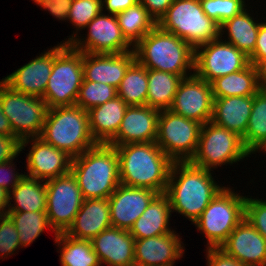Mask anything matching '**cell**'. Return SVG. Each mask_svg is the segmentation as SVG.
I'll use <instances>...</instances> for the list:
<instances>
[{"label": "cell", "mask_w": 266, "mask_h": 266, "mask_svg": "<svg viewBox=\"0 0 266 266\" xmlns=\"http://www.w3.org/2000/svg\"><path fill=\"white\" fill-rule=\"evenodd\" d=\"M7 215L15 225L21 248L30 246L46 228H49L54 235L57 234L49 224L46 211L8 212Z\"/></svg>", "instance_id": "35"}, {"label": "cell", "mask_w": 266, "mask_h": 266, "mask_svg": "<svg viewBox=\"0 0 266 266\" xmlns=\"http://www.w3.org/2000/svg\"><path fill=\"white\" fill-rule=\"evenodd\" d=\"M111 226L108 198L84 199L72 224L64 233L76 239L92 240Z\"/></svg>", "instance_id": "24"}, {"label": "cell", "mask_w": 266, "mask_h": 266, "mask_svg": "<svg viewBox=\"0 0 266 266\" xmlns=\"http://www.w3.org/2000/svg\"><path fill=\"white\" fill-rule=\"evenodd\" d=\"M8 197V212L46 211V183L37 178L25 174L9 192Z\"/></svg>", "instance_id": "29"}, {"label": "cell", "mask_w": 266, "mask_h": 266, "mask_svg": "<svg viewBox=\"0 0 266 266\" xmlns=\"http://www.w3.org/2000/svg\"><path fill=\"white\" fill-rule=\"evenodd\" d=\"M18 233L15 225L8 215L0 217V258L7 259L8 256L20 250Z\"/></svg>", "instance_id": "40"}, {"label": "cell", "mask_w": 266, "mask_h": 266, "mask_svg": "<svg viewBox=\"0 0 266 266\" xmlns=\"http://www.w3.org/2000/svg\"><path fill=\"white\" fill-rule=\"evenodd\" d=\"M250 155L242 137L209 121L201 126L197 150L190 162L214 172L222 165H233Z\"/></svg>", "instance_id": "9"}, {"label": "cell", "mask_w": 266, "mask_h": 266, "mask_svg": "<svg viewBox=\"0 0 266 266\" xmlns=\"http://www.w3.org/2000/svg\"><path fill=\"white\" fill-rule=\"evenodd\" d=\"M128 105L118 96L89 109V128L97 143L107 144L118 132Z\"/></svg>", "instance_id": "27"}, {"label": "cell", "mask_w": 266, "mask_h": 266, "mask_svg": "<svg viewBox=\"0 0 266 266\" xmlns=\"http://www.w3.org/2000/svg\"><path fill=\"white\" fill-rule=\"evenodd\" d=\"M46 214L56 233L65 232L72 224L84 201L76 177L69 172L45 181Z\"/></svg>", "instance_id": "13"}, {"label": "cell", "mask_w": 266, "mask_h": 266, "mask_svg": "<svg viewBox=\"0 0 266 266\" xmlns=\"http://www.w3.org/2000/svg\"><path fill=\"white\" fill-rule=\"evenodd\" d=\"M61 266H103L94 252L91 240L76 239L63 233L55 235Z\"/></svg>", "instance_id": "32"}, {"label": "cell", "mask_w": 266, "mask_h": 266, "mask_svg": "<svg viewBox=\"0 0 266 266\" xmlns=\"http://www.w3.org/2000/svg\"><path fill=\"white\" fill-rule=\"evenodd\" d=\"M40 138L72 158L98 144L90 132L88 112L77 105L49 108Z\"/></svg>", "instance_id": "5"}, {"label": "cell", "mask_w": 266, "mask_h": 266, "mask_svg": "<svg viewBox=\"0 0 266 266\" xmlns=\"http://www.w3.org/2000/svg\"><path fill=\"white\" fill-rule=\"evenodd\" d=\"M242 141L251 155L266 141V90L260 89L254 95L251 115Z\"/></svg>", "instance_id": "36"}, {"label": "cell", "mask_w": 266, "mask_h": 266, "mask_svg": "<svg viewBox=\"0 0 266 266\" xmlns=\"http://www.w3.org/2000/svg\"><path fill=\"white\" fill-rule=\"evenodd\" d=\"M171 217L172 210L168 195L158 193L134 222L129 233L134 239H144L174 232L175 230L171 226L169 227Z\"/></svg>", "instance_id": "25"}, {"label": "cell", "mask_w": 266, "mask_h": 266, "mask_svg": "<svg viewBox=\"0 0 266 266\" xmlns=\"http://www.w3.org/2000/svg\"><path fill=\"white\" fill-rule=\"evenodd\" d=\"M138 2L139 0H101L102 12L106 11L108 14L117 15Z\"/></svg>", "instance_id": "48"}, {"label": "cell", "mask_w": 266, "mask_h": 266, "mask_svg": "<svg viewBox=\"0 0 266 266\" xmlns=\"http://www.w3.org/2000/svg\"><path fill=\"white\" fill-rule=\"evenodd\" d=\"M147 68L136 59L129 65L117 88V96L128 106L146 105L148 94Z\"/></svg>", "instance_id": "33"}, {"label": "cell", "mask_w": 266, "mask_h": 266, "mask_svg": "<svg viewBox=\"0 0 266 266\" xmlns=\"http://www.w3.org/2000/svg\"><path fill=\"white\" fill-rule=\"evenodd\" d=\"M266 20L260 22L258 37L253 53L249 56L252 65H256L261 59L266 58Z\"/></svg>", "instance_id": "47"}, {"label": "cell", "mask_w": 266, "mask_h": 266, "mask_svg": "<svg viewBox=\"0 0 266 266\" xmlns=\"http://www.w3.org/2000/svg\"><path fill=\"white\" fill-rule=\"evenodd\" d=\"M117 96V89L105 83L83 80L75 105L88 111L114 99Z\"/></svg>", "instance_id": "38"}, {"label": "cell", "mask_w": 266, "mask_h": 266, "mask_svg": "<svg viewBox=\"0 0 266 266\" xmlns=\"http://www.w3.org/2000/svg\"><path fill=\"white\" fill-rule=\"evenodd\" d=\"M0 103L4 115L10 122L13 134L20 141L40 137L49 109L43 98L12 90L1 80Z\"/></svg>", "instance_id": "10"}, {"label": "cell", "mask_w": 266, "mask_h": 266, "mask_svg": "<svg viewBox=\"0 0 266 266\" xmlns=\"http://www.w3.org/2000/svg\"><path fill=\"white\" fill-rule=\"evenodd\" d=\"M54 61V47L44 51L1 80L12 90L39 98L44 97Z\"/></svg>", "instance_id": "19"}, {"label": "cell", "mask_w": 266, "mask_h": 266, "mask_svg": "<svg viewBox=\"0 0 266 266\" xmlns=\"http://www.w3.org/2000/svg\"><path fill=\"white\" fill-rule=\"evenodd\" d=\"M213 98L252 96L259 90L257 71L251 63L240 71L216 78L211 82Z\"/></svg>", "instance_id": "30"}, {"label": "cell", "mask_w": 266, "mask_h": 266, "mask_svg": "<svg viewBox=\"0 0 266 266\" xmlns=\"http://www.w3.org/2000/svg\"><path fill=\"white\" fill-rule=\"evenodd\" d=\"M119 159L120 184L165 193L173 161L156 142L114 146Z\"/></svg>", "instance_id": "2"}, {"label": "cell", "mask_w": 266, "mask_h": 266, "mask_svg": "<svg viewBox=\"0 0 266 266\" xmlns=\"http://www.w3.org/2000/svg\"><path fill=\"white\" fill-rule=\"evenodd\" d=\"M116 18L123 36L133 47L157 25L140 2L118 13Z\"/></svg>", "instance_id": "34"}, {"label": "cell", "mask_w": 266, "mask_h": 266, "mask_svg": "<svg viewBox=\"0 0 266 266\" xmlns=\"http://www.w3.org/2000/svg\"><path fill=\"white\" fill-rule=\"evenodd\" d=\"M157 26L193 49L220 37V25L204 13L200 0H173Z\"/></svg>", "instance_id": "6"}, {"label": "cell", "mask_w": 266, "mask_h": 266, "mask_svg": "<svg viewBox=\"0 0 266 266\" xmlns=\"http://www.w3.org/2000/svg\"><path fill=\"white\" fill-rule=\"evenodd\" d=\"M160 110L147 105L128 106L111 146L155 142Z\"/></svg>", "instance_id": "18"}, {"label": "cell", "mask_w": 266, "mask_h": 266, "mask_svg": "<svg viewBox=\"0 0 266 266\" xmlns=\"http://www.w3.org/2000/svg\"><path fill=\"white\" fill-rule=\"evenodd\" d=\"M260 151H264L263 153H266V141L253 154H256L257 152L261 153Z\"/></svg>", "instance_id": "52"}, {"label": "cell", "mask_w": 266, "mask_h": 266, "mask_svg": "<svg viewBox=\"0 0 266 266\" xmlns=\"http://www.w3.org/2000/svg\"><path fill=\"white\" fill-rule=\"evenodd\" d=\"M252 14L246 8L240 14L220 25V37H224L223 34H227L228 38H224V41L229 42L248 57L255 49L261 22L259 19L254 20Z\"/></svg>", "instance_id": "28"}, {"label": "cell", "mask_w": 266, "mask_h": 266, "mask_svg": "<svg viewBox=\"0 0 266 266\" xmlns=\"http://www.w3.org/2000/svg\"><path fill=\"white\" fill-rule=\"evenodd\" d=\"M216 182L210 170L202 169L190 161H174L165 192L172 213L178 212L193 224L224 188Z\"/></svg>", "instance_id": "1"}, {"label": "cell", "mask_w": 266, "mask_h": 266, "mask_svg": "<svg viewBox=\"0 0 266 266\" xmlns=\"http://www.w3.org/2000/svg\"><path fill=\"white\" fill-rule=\"evenodd\" d=\"M71 172L84 199L109 198L120 185L116 148L98 143L72 159Z\"/></svg>", "instance_id": "4"}, {"label": "cell", "mask_w": 266, "mask_h": 266, "mask_svg": "<svg viewBox=\"0 0 266 266\" xmlns=\"http://www.w3.org/2000/svg\"><path fill=\"white\" fill-rule=\"evenodd\" d=\"M245 218L266 239V200L252 198L245 201Z\"/></svg>", "instance_id": "41"}, {"label": "cell", "mask_w": 266, "mask_h": 266, "mask_svg": "<svg viewBox=\"0 0 266 266\" xmlns=\"http://www.w3.org/2000/svg\"><path fill=\"white\" fill-rule=\"evenodd\" d=\"M8 195L9 193L0 187V216L7 215L8 213Z\"/></svg>", "instance_id": "51"}, {"label": "cell", "mask_w": 266, "mask_h": 266, "mask_svg": "<svg viewBox=\"0 0 266 266\" xmlns=\"http://www.w3.org/2000/svg\"><path fill=\"white\" fill-rule=\"evenodd\" d=\"M257 71V81L260 89L266 90V58L261 59L255 65Z\"/></svg>", "instance_id": "49"}, {"label": "cell", "mask_w": 266, "mask_h": 266, "mask_svg": "<svg viewBox=\"0 0 266 266\" xmlns=\"http://www.w3.org/2000/svg\"><path fill=\"white\" fill-rule=\"evenodd\" d=\"M99 261L107 266H135V239L129 230L109 227L91 240Z\"/></svg>", "instance_id": "23"}, {"label": "cell", "mask_w": 266, "mask_h": 266, "mask_svg": "<svg viewBox=\"0 0 266 266\" xmlns=\"http://www.w3.org/2000/svg\"><path fill=\"white\" fill-rule=\"evenodd\" d=\"M72 0H39L37 3L42 9L61 21H67Z\"/></svg>", "instance_id": "44"}, {"label": "cell", "mask_w": 266, "mask_h": 266, "mask_svg": "<svg viewBox=\"0 0 266 266\" xmlns=\"http://www.w3.org/2000/svg\"><path fill=\"white\" fill-rule=\"evenodd\" d=\"M204 13L219 25L240 14L247 7L246 0H200Z\"/></svg>", "instance_id": "39"}, {"label": "cell", "mask_w": 266, "mask_h": 266, "mask_svg": "<svg viewBox=\"0 0 266 266\" xmlns=\"http://www.w3.org/2000/svg\"><path fill=\"white\" fill-rule=\"evenodd\" d=\"M246 195L224 187L193 223L206 238V248H220L245 218Z\"/></svg>", "instance_id": "7"}, {"label": "cell", "mask_w": 266, "mask_h": 266, "mask_svg": "<svg viewBox=\"0 0 266 266\" xmlns=\"http://www.w3.org/2000/svg\"><path fill=\"white\" fill-rule=\"evenodd\" d=\"M133 51L135 59L147 69L182 78L194 74V49L182 38L157 25L133 47Z\"/></svg>", "instance_id": "3"}, {"label": "cell", "mask_w": 266, "mask_h": 266, "mask_svg": "<svg viewBox=\"0 0 266 266\" xmlns=\"http://www.w3.org/2000/svg\"><path fill=\"white\" fill-rule=\"evenodd\" d=\"M14 159L0 164V187L8 193L20 182L25 173H18Z\"/></svg>", "instance_id": "42"}, {"label": "cell", "mask_w": 266, "mask_h": 266, "mask_svg": "<svg viewBox=\"0 0 266 266\" xmlns=\"http://www.w3.org/2000/svg\"><path fill=\"white\" fill-rule=\"evenodd\" d=\"M30 142V143H29ZM26 158V175L48 181L71 172L72 157L48 144L40 137L21 140V151L29 146ZM32 145V146H31Z\"/></svg>", "instance_id": "16"}, {"label": "cell", "mask_w": 266, "mask_h": 266, "mask_svg": "<svg viewBox=\"0 0 266 266\" xmlns=\"http://www.w3.org/2000/svg\"><path fill=\"white\" fill-rule=\"evenodd\" d=\"M201 126L169 109L160 110L155 142L173 162L190 161L197 150Z\"/></svg>", "instance_id": "11"}, {"label": "cell", "mask_w": 266, "mask_h": 266, "mask_svg": "<svg viewBox=\"0 0 266 266\" xmlns=\"http://www.w3.org/2000/svg\"><path fill=\"white\" fill-rule=\"evenodd\" d=\"M222 37L194 49V74L211 83L218 77L246 68L249 57Z\"/></svg>", "instance_id": "12"}, {"label": "cell", "mask_w": 266, "mask_h": 266, "mask_svg": "<svg viewBox=\"0 0 266 266\" xmlns=\"http://www.w3.org/2000/svg\"><path fill=\"white\" fill-rule=\"evenodd\" d=\"M82 81V52L58 42L54 46L53 68L43 97L48 108L75 105Z\"/></svg>", "instance_id": "8"}, {"label": "cell", "mask_w": 266, "mask_h": 266, "mask_svg": "<svg viewBox=\"0 0 266 266\" xmlns=\"http://www.w3.org/2000/svg\"><path fill=\"white\" fill-rule=\"evenodd\" d=\"M101 12V0H72L67 21L74 26L76 31L62 42L69 44L74 38L81 37L80 31L85 30V27Z\"/></svg>", "instance_id": "37"}, {"label": "cell", "mask_w": 266, "mask_h": 266, "mask_svg": "<svg viewBox=\"0 0 266 266\" xmlns=\"http://www.w3.org/2000/svg\"><path fill=\"white\" fill-rule=\"evenodd\" d=\"M147 78L146 105L158 110H168L183 78L177 74L153 69H147Z\"/></svg>", "instance_id": "31"}, {"label": "cell", "mask_w": 266, "mask_h": 266, "mask_svg": "<svg viewBox=\"0 0 266 266\" xmlns=\"http://www.w3.org/2000/svg\"><path fill=\"white\" fill-rule=\"evenodd\" d=\"M87 36L74 38L69 44L77 51L91 54H119L133 50L125 39L116 15L101 12L86 27Z\"/></svg>", "instance_id": "14"}, {"label": "cell", "mask_w": 266, "mask_h": 266, "mask_svg": "<svg viewBox=\"0 0 266 266\" xmlns=\"http://www.w3.org/2000/svg\"><path fill=\"white\" fill-rule=\"evenodd\" d=\"M0 135L15 136L12 132V127L10 125L8 118L3 113L1 103H0Z\"/></svg>", "instance_id": "50"}, {"label": "cell", "mask_w": 266, "mask_h": 266, "mask_svg": "<svg viewBox=\"0 0 266 266\" xmlns=\"http://www.w3.org/2000/svg\"><path fill=\"white\" fill-rule=\"evenodd\" d=\"M157 194L150 189L120 184L108 198L112 227L130 230Z\"/></svg>", "instance_id": "17"}, {"label": "cell", "mask_w": 266, "mask_h": 266, "mask_svg": "<svg viewBox=\"0 0 266 266\" xmlns=\"http://www.w3.org/2000/svg\"><path fill=\"white\" fill-rule=\"evenodd\" d=\"M207 266H246L220 248H206Z\"/></svg>", "instance_id": "45"}, {"label": "cell", "mask_w": 266, "mask_h": 266, "mask_svg": "<svg viewBox=\"0 0 266 266\" xmlns=\"http://www.w3.org/2000/svg\"><path fill=\"white\" fill-rule=\"evenodd\" d=\"M135 60L134 51L119 54L82 52L83 80L120 86L129 65Z\"/></svg>", "instance_id": "22"}, {"label": "cell", "mask_w": 266, "mask_h": 266, "mask_svg": "<svg viewBox=\"0 0 266 266\" xmlns=\"http://www.w3.org/2000/svg\"><path fill=\"white\" fill-rule=\"evenodd\" d=\"M21 153V141L16 136L0 135V164L9 162Z\"/></svg>", "instance_id": "43"}, {"label": "cell", "mask_w": 266, "mask_h": 266, "mask_svg": "<svg viewBox=\"0 0 266 266\" xmlns=\"http://www.w3.org/2000/svg\"><path fill=\"white\" fill-rule=\"evenodd\" d=\"M176 231L149 237L135 239V266H174L175 260L185 253V245Z\"/></svg>", "instance_id": "21"}, {"label": "cell", "mask_w": 266, "mask_h": 266, "mask_svg": "<svg viewBox=\"0 0 266 266\" xmlns=\"http://www.w3.org/2000/svg\"><path fill=\"white\" fill-rule=\"evenodd\" d=\"M213 101L211 83L192 74L181 80L169 110L203 125L211 121Z\"/></svg>", "instance_id": "15"}, {"label": "cell", "mask_w": 266, "mask_h": 266, "mask_svg": "<svg viewBox=\"0 0 266 266\" xmlns=\"http://www.w3.org/2000/svg\"><path fill=\"white\" fill-rule=\"evenodd\" d=\"M139 2L157 23L166 13L173 0H139Z\"/></svg>", "instance_id": "46"}, {"label": "cell", "mask_w": 266, "mask_h": 266, "mask_svg": "<svg viewBox=\"0 0 266 266\" xmlns=\"http://www.w3.org/2000/svg\"><path fill=\"white\" fill-rule=\"evenodd\" d=\"M246 266H266V239L244 218L220 246Z\"/></svg>", "instance_id": "20"}, {"label": "cell", "mask_w": 266, "mask_h": 266, "mask_svg": "<svg viewBox=\"0 0 266 266\" xmlns=\"http://www.w3.org/2000/svg\"><path fill=\"white\" fill-rule=\"evenodd\" d=\"M252 96L215 98L211 121L244 137L253 104Z\"/></svg>", "instance_id": "26"}]
</instances>
